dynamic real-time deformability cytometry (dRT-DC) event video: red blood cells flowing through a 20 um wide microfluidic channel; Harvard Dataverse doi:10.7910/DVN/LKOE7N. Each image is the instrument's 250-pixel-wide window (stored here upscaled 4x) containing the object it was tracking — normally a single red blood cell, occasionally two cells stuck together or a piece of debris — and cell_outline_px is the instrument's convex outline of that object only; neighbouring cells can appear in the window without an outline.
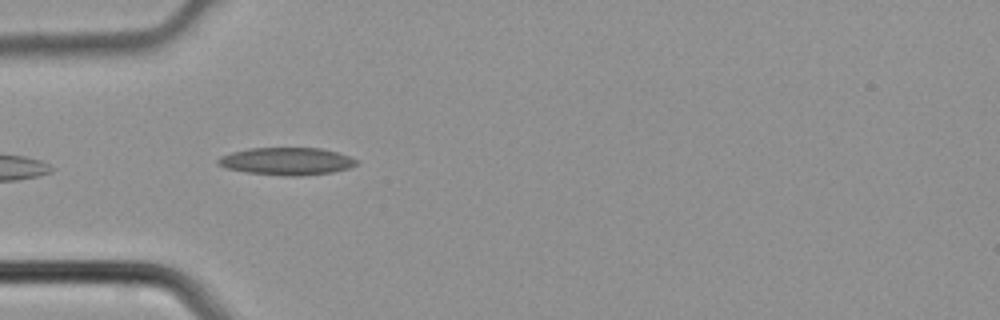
{"species": "common noctule bat (a hibernating species)", "species_latin": "Nyctalus noctula", "temperature_condition": "cold", "stored_images_in_passage": 3, "camera_frame_rate_fps": 3000, "um_per_image_px": 0.085, "animal": {"sex": "male", "body_mass_g": 21.5, "forearm_length_mm": 52.0}, "frame": {"image": 1, "passage_image": 3, "time_ms": 0.667, "image_size_px": [1000, 320], "cell_outline_px": [[360, 160], [356, 164], [348, 168], [332, 172], [296, 176], [288, 176], [248, 172], [228, 168], [216, 164], [216, 160], [220, 156], [232, 152], [248, 148], [320, 148], [336, 152]], "centroid_in_image_um": [24.35, 13.7], "position_along_channel_um": 60.6, "area_um2": 21.96}}